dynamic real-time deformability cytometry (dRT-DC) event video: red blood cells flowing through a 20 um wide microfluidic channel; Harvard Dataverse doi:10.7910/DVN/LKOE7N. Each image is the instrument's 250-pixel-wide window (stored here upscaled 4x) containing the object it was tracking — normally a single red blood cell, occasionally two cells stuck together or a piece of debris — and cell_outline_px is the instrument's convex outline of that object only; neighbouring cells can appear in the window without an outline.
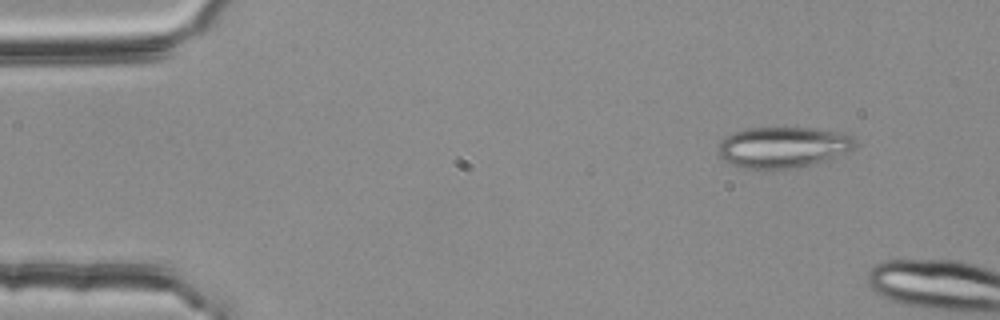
{"species": "common noctule bat (a hibernating species)", "species_latin": "Nyctalus noctula", "temperature_condition": "room temperature", "stored_images_in_passage": 2, "camera_frame_rate_fps": 3000, "um_per_image_px": 0.085, "animal": {"sex": "female", "body_mass_g": 25.1}, "frame": {"image": 1, "passage_image": 1, "time_ms": 0.0, "image_size_px": [1000, 320], "cell_outline_px": [[856, 144], [852, 148], [832, 160], [788, 168], [744, 168], [732, 164], [724, 160], [720, 156], [720, 144], [724, 136], [748, 128], [808, 128], [844, 132], [852, 136]], "centroid_in_image_um": [66.59, 12.5], "position_along_channel_um": 18.4, "area_um2": 32.31}}